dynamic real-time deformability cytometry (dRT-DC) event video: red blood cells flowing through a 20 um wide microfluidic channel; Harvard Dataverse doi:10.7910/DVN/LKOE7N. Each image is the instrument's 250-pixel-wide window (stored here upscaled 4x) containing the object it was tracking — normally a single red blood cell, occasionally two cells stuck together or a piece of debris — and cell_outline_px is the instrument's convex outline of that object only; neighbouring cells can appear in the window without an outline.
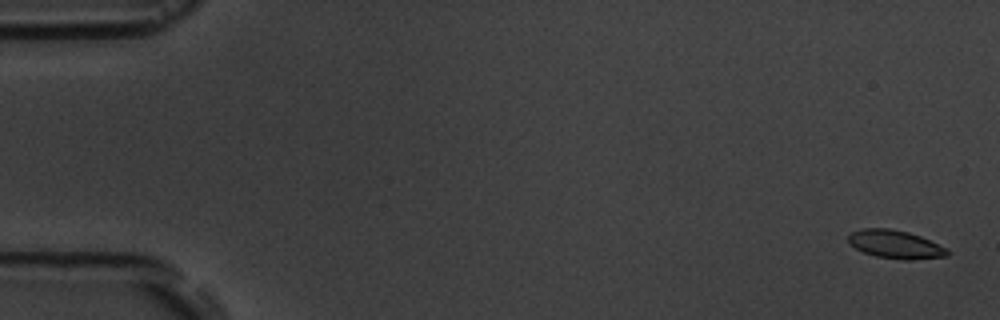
{"species": "common noctule bat (a hibernating species)", "species_latin": "Nyctalus noctula", "temperature_condition": "room temperature", "stored_images_in_passage": 17, "camera_frame_rate_fps": 3000, "um_per_image_px": 0.085, "animal": {"sex": "male", "body_mass_g": 19.5, "forearm_length_mm": 54.6}, "frame": {"image": 1, "passage_image": 1, "time_ms": 0.0, "image_size_px": [1000, 320], "cell_outline_px": [[948, 256], [912, 260], [904, 260], [876, 256], [864, 252], [856, 248], [848, 240], [848, 236], [852, 232], [860, 228], [888, 228], [908, 232], [920, 236], [948, 248]], "centroid_in_image_um": [76.13, 20.77], "position_along_channel_um": 8.9, "area_um2": 16.24}}
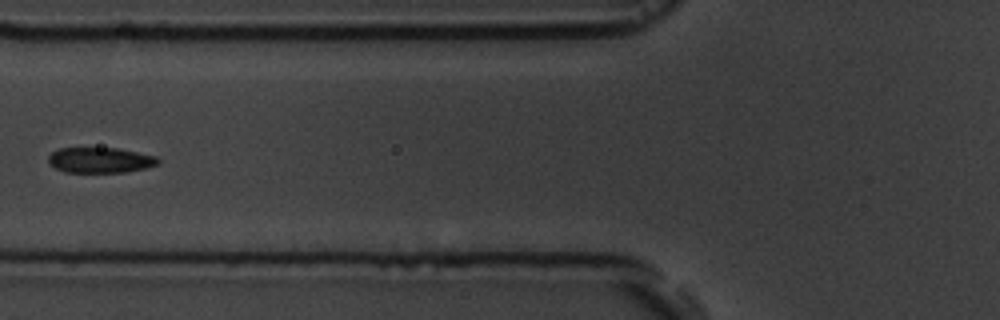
{"frame": {"image": 2, "passage_image": 7, "time_ms": 7.0, "image_size_px": [1000, 320], "cell_outline_px": [[160, 164], [144, 168], [124, 172], [64, 172], [56, 168], [48, 160], [48, 156], [52, 152], [60, 148], [116, 148], [156, 156], [160, 160]], "centroid_in_image_um": [8.53, 13.61], "position_along_channel_um": 117.3, "area_um2": 16.13}}
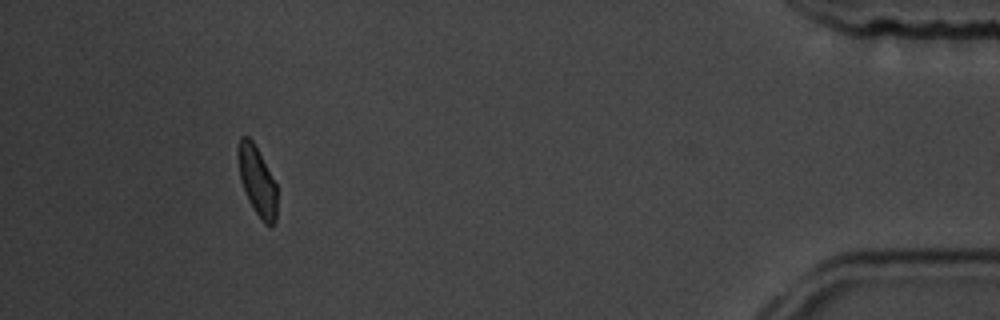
{"frame": {"image": 3, "passage_image": 16, "time_ms": 17.0, "image_size_px": [1000, 320], "cell_outline_px": [[276, 220], [272, 224], [264, 224], [260, 220], [248, 200], [240, 176], [236, 156], [236, 152], [240, 136], [248, 136], [252, 140], [276, 184]], "centroid_in_image_um": [21.83, 15.36], "position_along_channel_um": 413.4, "area_um2": 15.55}, "authors_computed_cell_mechanics": {"area_um2": 16.7042, "velocity_mm_per_s": 3.5961, "shape_relaxation_time_tau1_ms": 1.1118, "shape_relaxation_time_tau2_ms": 0.0391, "deformation_change_tau1": 0.0724, "deformation_change_tau2": 0.0326}}